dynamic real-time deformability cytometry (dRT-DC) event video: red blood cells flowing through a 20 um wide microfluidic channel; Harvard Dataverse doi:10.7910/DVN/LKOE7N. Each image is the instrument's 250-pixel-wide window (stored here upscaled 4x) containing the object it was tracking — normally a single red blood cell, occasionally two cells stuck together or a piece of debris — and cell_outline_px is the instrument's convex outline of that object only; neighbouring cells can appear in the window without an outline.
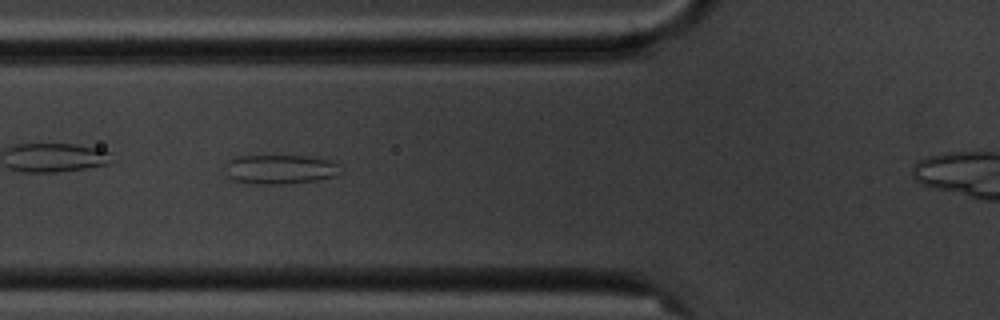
{"species": "common noctule bat (a hibernating species)", "species_latin": "Nyctalus noctula", "temperature_condition": "cold", "stored_images_in_passage": 10, "camera_frame_rate_fps": 3000, "um_per_image_px": 0.085, "animal": {"sex": "male", "body_mass_g": 20.1, "forearm_length_mm": 53.5}, "frame": {"image": 1, "passage_image": 6, "time_ms": 6.667, "image_size_px": [1000, 320], "cell_outline_px": [[344, 172], [336, 176], [316, 180], [280, 184], [256, 184], [232, 180], [228, 176], [228, 160], [236, 156], [304, 156], [328, 160], [336, 164]], "centroid_in_image_um": [23.83, 14.4], "position_along_channel_um": 102.0, "area_um2": 19.48}}
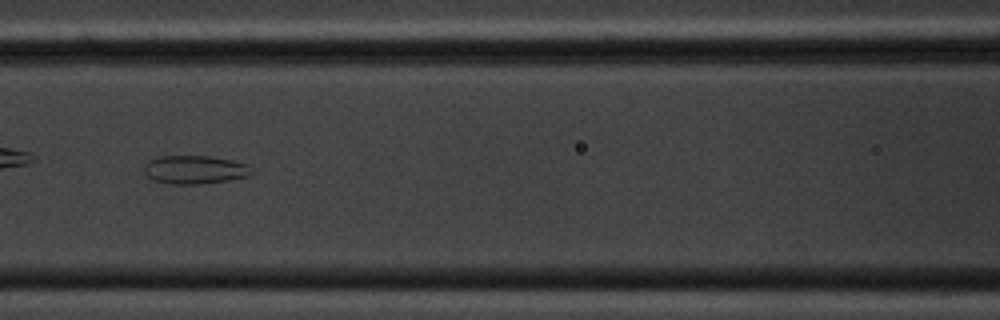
{"frame": {"image": 2, "passage_image": 7, "time_ms": 8.0, "image_size_px": [1000, 320], "cell_outline_px": [[256, 172], [248, 176], [228, 180], [200, 184], [168, 184], [152, 180], [144, 172], [144, 164], [148, 160], [156, 156], [208, 156], [232, 160], [248, 164], [256, 168]], "centroid_in_image_um": [16.58, 14.42], "position_along_channel_um": 150.0, "area_um2": 18.21}}